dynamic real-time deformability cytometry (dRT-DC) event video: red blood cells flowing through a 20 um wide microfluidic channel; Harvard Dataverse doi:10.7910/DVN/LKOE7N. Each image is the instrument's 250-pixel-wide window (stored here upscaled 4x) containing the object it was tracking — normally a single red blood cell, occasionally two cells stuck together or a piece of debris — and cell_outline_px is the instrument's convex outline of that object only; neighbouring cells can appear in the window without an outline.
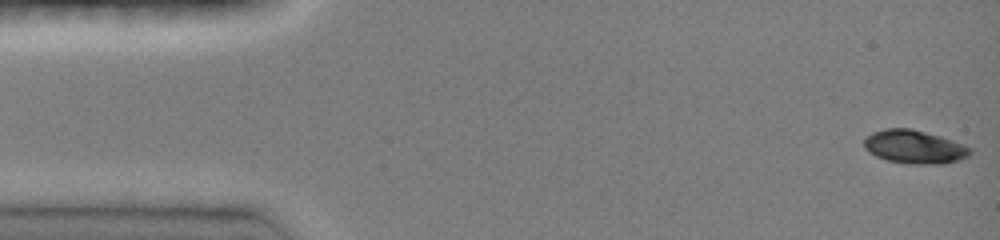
{"species": "common noctule bat (a hibernating species)", "species_latin": "Nyctalus noctula", "temperature_condition": "room temperature", "stored_images_in_passage": 46, "camera_frame_rate_fps": 3000, "um_per_image_px": 0.085, "animal": {"sex": "female", "body_mass_g": 19.0, "forearm_length_mm": 51.5}, "frame": {"image": 1, "passage_image": 1, "time_ms": 0.0, "image_size_px": [1000, 240], "cell_outline_px": [[972, 152], [968, 156], [960, 160], [944, 164], [908, 164], [888, 160], [876, 156], [868, 152], [864, 148], [864, 140], [872, 132], [884, 128], [912, 128], [940, 136], [964, 144], [972, 148]], "centroid_in_image_um": [77.74, 12.48], "position_along_channel_um": 7.3, "area_um2": 20.87}}
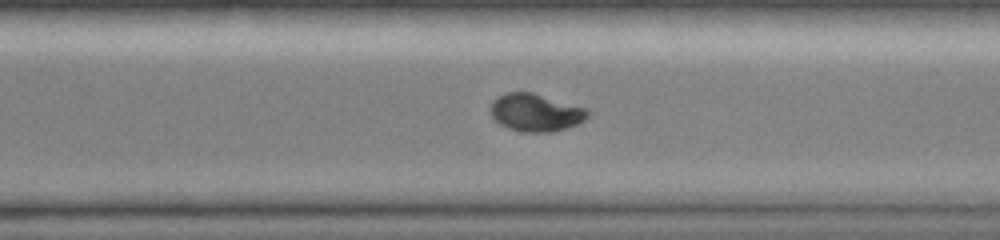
{"frame": {"image": 2, "passage_image": 33, "time_ms": 10.667, "image_size_px": [1000, 240], "cell_outline_px": [[592, 112], [584, 120], [568, 128], [552, 132], [528, 132], [508, 128], [500, 124], [492, 116], [488, 108], [492, 100], [504, 92], [532, 92], [588, 108]], "centroid_in_image_um": [45.53, 9.55], "position_along_channel_um": 325.1, "area_um2": 21.62}}
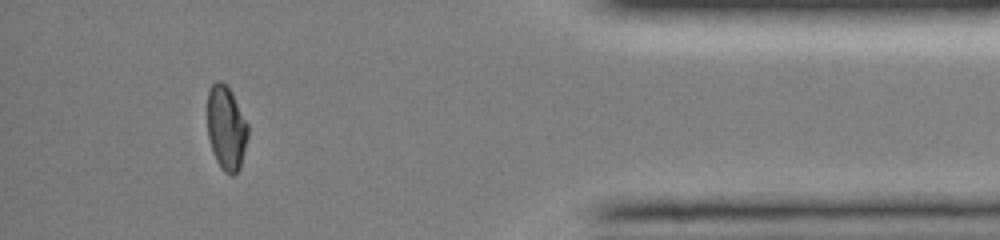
{"frame": {"image": 3, "passage_image": 42, "time_ms": 13.667, "image_size_px": [1000, 240], "cell_outline_px": [[248, 136], [240, 168], [232, 176], [224, 172], [216, 160], [208, 136], [208, 92], [212, 84], [216, 80], [220, 80], [228, 84], [248, 124]], "centroid_in_image_um": [19.24, 10.85], "position_along_channel_um": 416.0, "area_um2": 19.94}, "authors_computed_cell_mechanics": {"area_um2": 21.3282, "velocity_mm_per_s": 4.1194, "shape_relaxation_time_tau1_ms": 5.6833, "shape_relaxation_time_tau2_ms": 9.4347, "deformation_change_tau1": 0.1988, "deformation_change_tau2": 0.054}}